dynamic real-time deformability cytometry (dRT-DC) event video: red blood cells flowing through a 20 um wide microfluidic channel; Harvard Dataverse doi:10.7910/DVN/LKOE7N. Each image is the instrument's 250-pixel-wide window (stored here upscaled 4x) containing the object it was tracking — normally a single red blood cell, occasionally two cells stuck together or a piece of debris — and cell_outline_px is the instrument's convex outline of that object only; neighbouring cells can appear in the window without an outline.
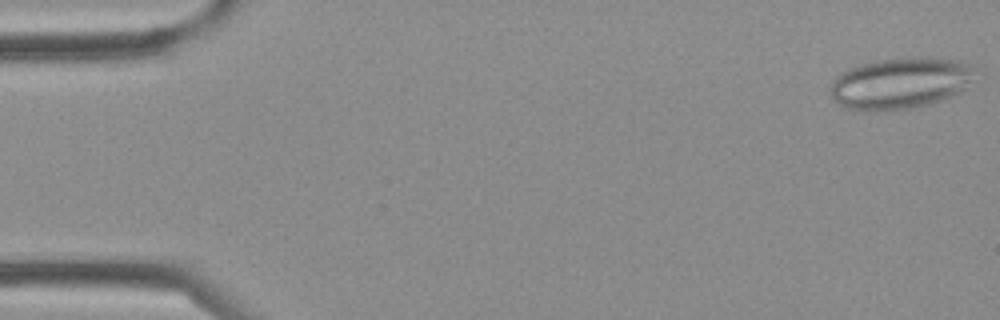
{"species": "Egyptian fruit bat (a non-hibernating species)", "species_latin": "Rousettus aegyptiacus", "temperature_condition": "cold", "stored_images_in_passage": 7, "camera_frame_rate_fps": 3000, "um_per_image_px": 0.085, "frame": {"image": 1, "passage_image": 1, "time_ms": 0.0, "image_size_px": [1000, 320], "cell_outline_px": [[984, 72], [960, 92], [912, 108], [884, 112], [864, 112], [844, 108], [832, 96], [832, 80], [840, 72], [848, 68], [876, 60], [912, 56], [928, 56], [956, 60], [972, 64]], "centroid_in_image_um": [76.6, 7.04], "position_along_channel_um": 8.4, "area_um2": 44.33}}